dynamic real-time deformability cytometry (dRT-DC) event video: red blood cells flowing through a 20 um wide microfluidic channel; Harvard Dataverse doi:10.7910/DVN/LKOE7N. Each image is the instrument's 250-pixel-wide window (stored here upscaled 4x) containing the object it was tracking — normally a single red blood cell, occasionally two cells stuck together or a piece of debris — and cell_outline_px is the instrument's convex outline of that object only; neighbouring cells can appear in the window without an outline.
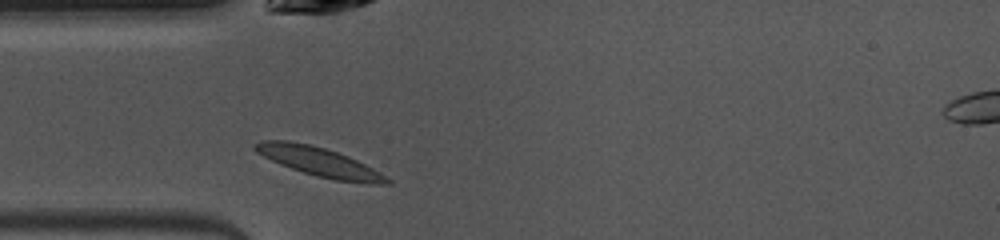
{"species": "common noctule bat (a hibernating species)", "species_latin": "Nyctalus noctula", "temperature_condition": "warm", "stored_images_in_passage": 27, "camera_frame_rate_fps": 3000, "um_per_image_px": 0.085, "animal": {"sex": "female", "body_mass_g": 10.0, "forearm_length_mm": 53.1}, "frame": {"image": 1, "passage_image": 1, "time_ms": 0.0, "image_size_px": [1000, 240], "cell_outline_px": [[392, 184], [368, 184], [336, 180], [316, 176], [280, 164], [256, 152], [252, 148], [252, 144], [264, 140], [288, 140], [308, 144], [324, 148], [348, 156], [372, 168], [392, 180]], "centroid_in_image_um": [27.14, 13.76], "position_along_channel_um": 57.9, "area_um2": 22.08}}
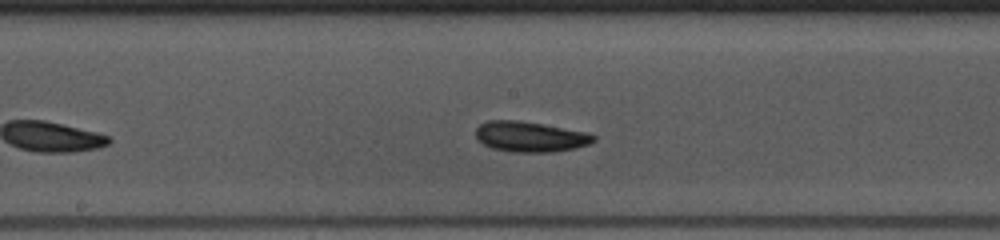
{"frame": {"image": 2, "passage_image": 12, "time_ms": 3.667, "image_size_px": [1000, 240], "cell_outline_px": [[596, 140], [588, 144], [572, 148], [552, 152], [516, 152], [492, 148], [476, 140], [476, 128], [480, 124], [488, 120], [516, 120], [544, 124], [584, 132], [596, 136]], "centroid_in_image_um": [45.02, 11.61], "position_along_channel_um": 203.2, "area_um2": 20.69}}
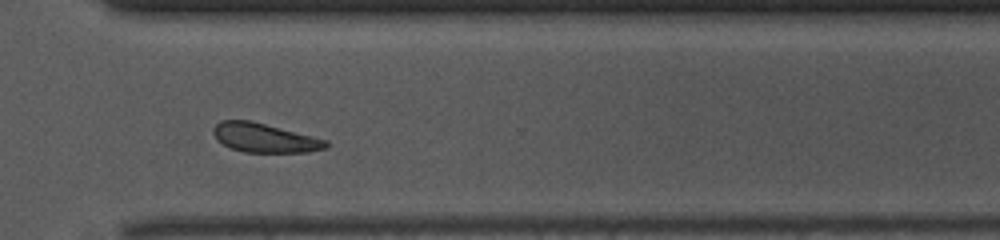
{"frame": {"image": 3, "passage_image": 23, "time_ms": 7.333, "image_size_px": [1000, 240], "cell_outline_px": [[328, 148], [308, 152], [244, 152], [232, 148], [216, 140], [212, 132], [212, 128], [220, 120], [248, 120], [328, 140]], "centroid_in_image_um": [22.47, 11.72], "position_along_channel_um": 348.1, "area_um2": 18.96}, "authors_computed_cell_mechanics": {"area_um2": 19.4208, "velocity_mm_per_s": 3.9669, "shape_relaxation_time_tau1_ms": null, "shape_relaxation_time_tau2_ms": 2.7133, "deformation_change_tau1": null, "deformation_change_tau2": 0.0733}}